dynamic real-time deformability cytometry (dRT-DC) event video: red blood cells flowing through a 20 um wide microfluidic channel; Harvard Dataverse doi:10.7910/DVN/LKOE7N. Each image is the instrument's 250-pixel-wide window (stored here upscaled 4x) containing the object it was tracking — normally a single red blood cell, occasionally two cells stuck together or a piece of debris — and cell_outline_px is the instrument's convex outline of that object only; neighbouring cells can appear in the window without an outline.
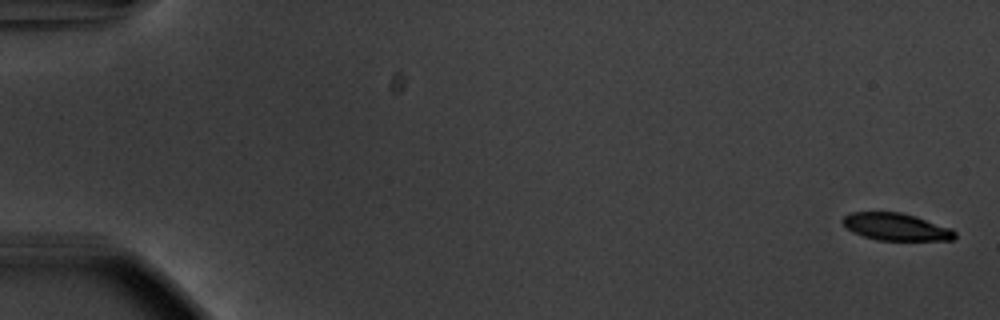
{"species": "common noctule bat (a hibernating species)", "species_latin": "Nyctalus noctula", "temperature_condition": "warm", "stored_images_in_passage": 55, "camera_frame_rate_fps": 3000, "um_per_image_px": 0.085, "animal": {"sex": "male", "body_mass_g": 20.1, "forearm_length_mm": 53.5}, "frame": {"image": 1, "passage_image": 1, "time_ms": 0.0, "image_size_px": [1000, 320], "cell_outline_px": [[956, 236], [952, 240], [876, 240], [852, 232], [840, 220], [848, 212], [900, 212], [916, 216], [952, 228], [956, 232]], "centroid_in_image_um": [76.16, 19.27], "position_along_channel_um": 8.8, "area_um2": 17.92}}
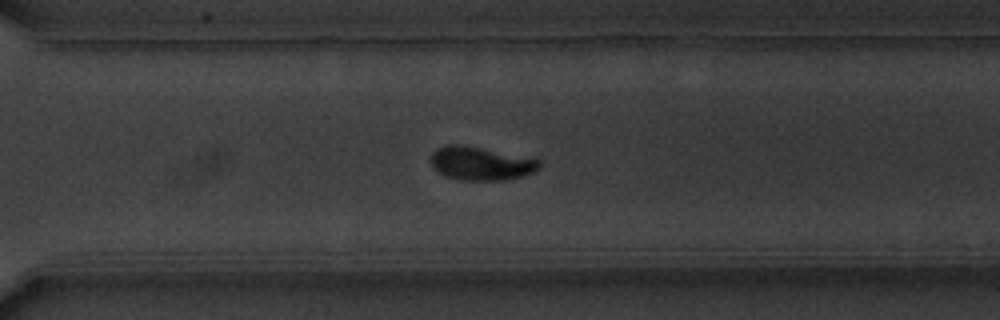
{"frame": {"image": 2, "passage_image": 40, "time_ms": 13.0, "image_size_px": [1000, 320], "cell_outline_px": [[540, 168], [532, 172], [520, 176], [504, 180], [460, 180], [444, 176], [432, 168], [432, 152], [436, 148], [448, 144], [456, 144], [480, 148], [540, 160]], "centroid_in_image_um": [40.81, 13.9], "position_along_channel_um": 329.8, "area_um2": 20.81}}
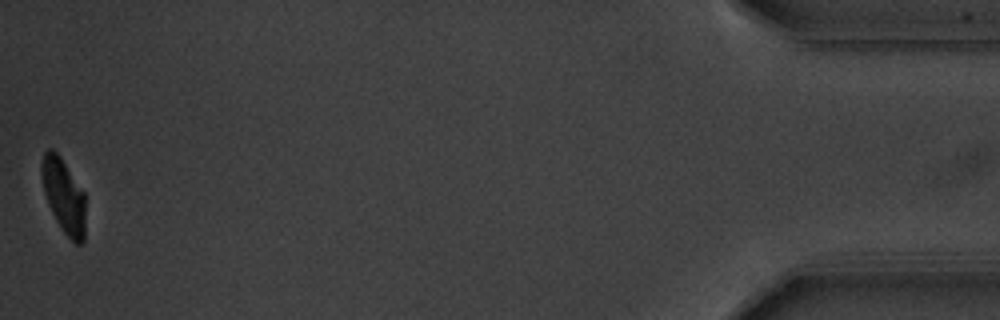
{"frame": {"image": 3, "passage_image": 55, "time_ms": 18.0, "image_size_px": [1000, 320], "cell_outline_px": [[84, 240], [80, 244], [76, 244], [64, 232], [56, 220], [52, 212], [44, 192], [40, 172], [40, 164], [44, 152], [48, 148], [52, 148], [60, 156], [84, 192]], "centroid_in_image_um": [5.39, 16.6], "position_along_channel_um": 429.8, "area_um2": 18.79}, "authors_computed_cell_mechanics": {"area_um2": 20.519, "velocity_mm_per_s": 3.7136, "shape_relaxation_time_tau1_ms": 1.8569, "shape_relaxation_time_tau2_ms": 3.9502, "deformation_change_tau1": 0.1405, "deformation_change_tau2": 0.0704}}